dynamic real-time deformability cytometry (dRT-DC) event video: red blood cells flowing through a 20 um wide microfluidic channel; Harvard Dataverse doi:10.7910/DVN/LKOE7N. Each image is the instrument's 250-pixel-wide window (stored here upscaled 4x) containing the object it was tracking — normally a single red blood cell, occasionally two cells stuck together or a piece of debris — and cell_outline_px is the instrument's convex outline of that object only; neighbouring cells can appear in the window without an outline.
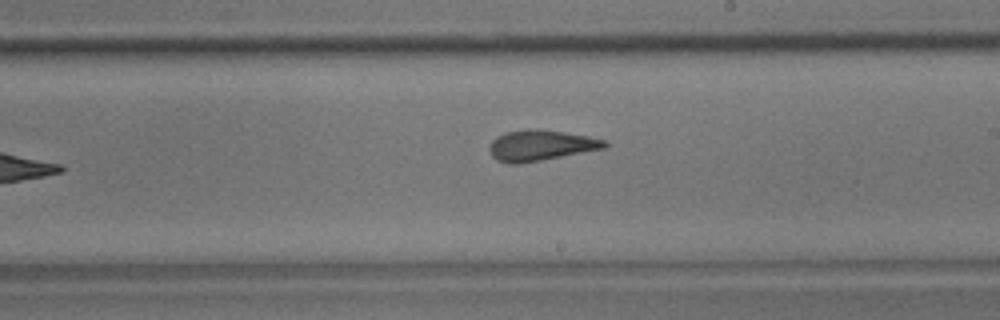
{"species": "common noctule bat (a hibernating species)", "species_latin": "Nyctalus noctula", "temperature_condition": "room temperature", "stored_images_in_passage": 9, "camera_frame_rate_fps": 3000, "um_per_image_px": 0.085, "animal": {"sex": "male", "body_mass_g": 17.9}, "frame": {"image": 1, "passage_image": 8, "time_ms": 2.333, "image_size_px": [1000, 320], "cell_outline_px": [[608, 148], [520, 164], [508, 164], [496, 160], [492, 156], [488, 148], [492, 140], [496, 136], [504, 132], [536, 128], [564, 132], [588, 136], [604, 140], [608, 144]], "centroid_in_image_um": [45.94, 12.36], "position_along_channel_um": 243.1, "area_um2": 20.87}}
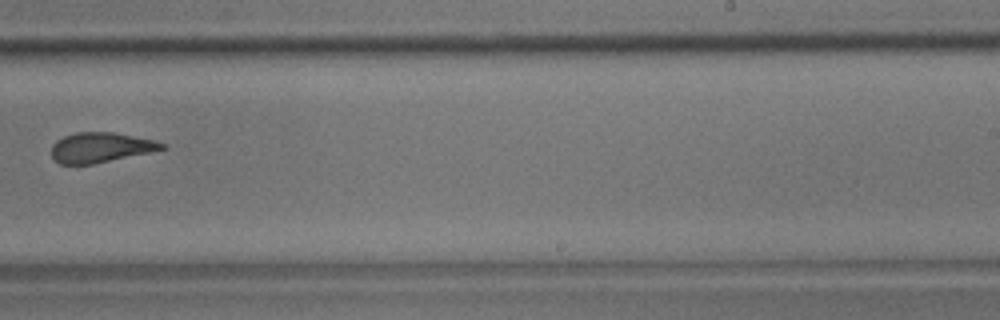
{"frame": {"image": 2, "passage_image": 9, "time_ms": 2.667, "image_size_px": [1000, 320], "cell_outline_px": [[168, 148], [92, 164], [60, 164], [52, 156], [52, 144], [56, 140], [64, 136], [76, 132], [112, 132], [152, 140], [168, 144]], "centroid_in_image_um": [8.54, 12.53], "position_along_channel_um": 280.5, "area_um2": 19.07}}